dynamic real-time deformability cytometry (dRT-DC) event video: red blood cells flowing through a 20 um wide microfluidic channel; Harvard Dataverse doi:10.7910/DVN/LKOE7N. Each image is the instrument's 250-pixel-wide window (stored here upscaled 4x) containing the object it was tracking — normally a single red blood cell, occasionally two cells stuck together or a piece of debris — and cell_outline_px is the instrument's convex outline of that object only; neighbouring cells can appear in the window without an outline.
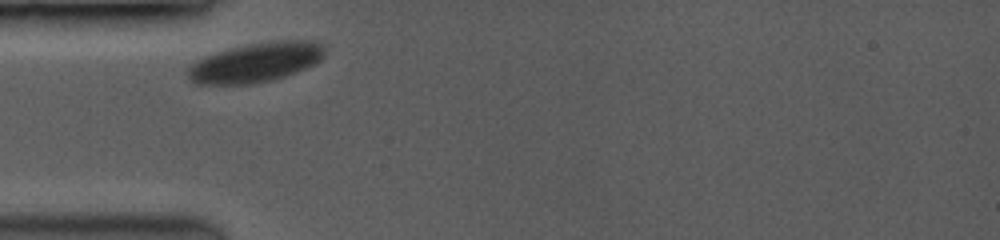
{"species": "common noctule bat (a hibernating species)", "species_latin": "Nyctalus noctula", "temperature_condition": "room temperature", "stored_images_in_passage": 5, "camera_frame_rate_fps": 3500, "um_per_image_px": 0.085, "animal": {"sex": "female", "body_mass_g": 19.0, "forearm_length_mm": 53.3}, "frame": {"image": 1, "passage_image": 1, "time_ms": 0.0, "image_size_px": [1000, 240], "cell_outline_px": [[328, 52], [320, 60], [304, 68], [284, 76], [272, 80], [248, 84], [196, 84], [188, 76], [188, 64], [204, 56], [216, 52], [248, 44], [280, 40], [312, 40], [324, 44]], "centroid_in_image_um": [21.75, 5.29], "position_along_channel_um": 63.2, "area_um2": 31.5}}
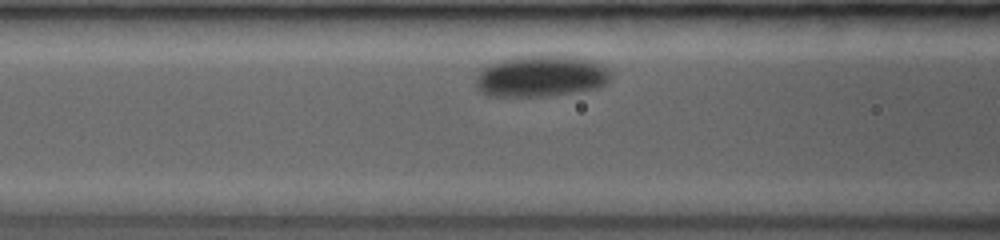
{"frame": {"image": 2, "passage_image": 4, "time_ms": 1.714, "image_size_px": [1000, 240], "cell_outline_px": [[608, 80], [604, 84], [596, 88], [564, 92], [528, 96], [516, 96], [484, 92], [476, 84], [476, 76], [488, 64], [516, 56], [576, 56], [592, 60], [608, 68]], "centroid_in_image_um": [46.0, 6.42], "position_along_channel_um": 120.6, "area_um2": 31.15}}